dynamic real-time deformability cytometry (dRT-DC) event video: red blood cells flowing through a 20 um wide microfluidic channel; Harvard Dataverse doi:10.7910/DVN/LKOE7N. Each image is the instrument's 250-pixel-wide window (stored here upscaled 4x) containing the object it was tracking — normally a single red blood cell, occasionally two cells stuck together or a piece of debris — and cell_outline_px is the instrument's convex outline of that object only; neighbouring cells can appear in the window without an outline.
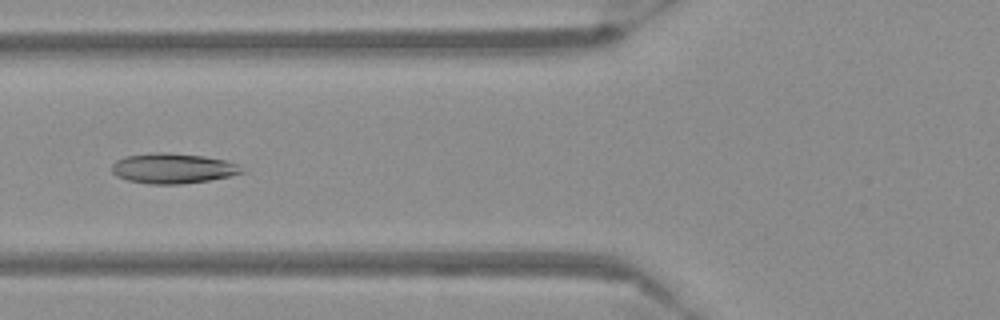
{"species": "Egyptian fruit bat (a non-hibernating species)", "species_latin": "Rousettus aegyptiacus", "temperature_condition": "warm", "stored_images_in_passage": 39, "camera_frame_rate_fps": 3000, "um_per_image_px": 0.085, "frame": {"image": 1, "passage_image": 6, "time_ms": 1.667, "image_size_px": [1000, 320], "cell_outline_px": [[244, 172], [228, 176], [208, 180], [180, 184], [148, 184], [128, 180], [116, 176], [112, 172], [112, 164], [116, 160], [124, 156], [152, 152], [168, 152], [204, 156], [224, 160], [240, 164]], "centroid_in_image_um": [14.66, 14.3], "position_along_channel_um": 111.1, "area_um2": 22.95}}
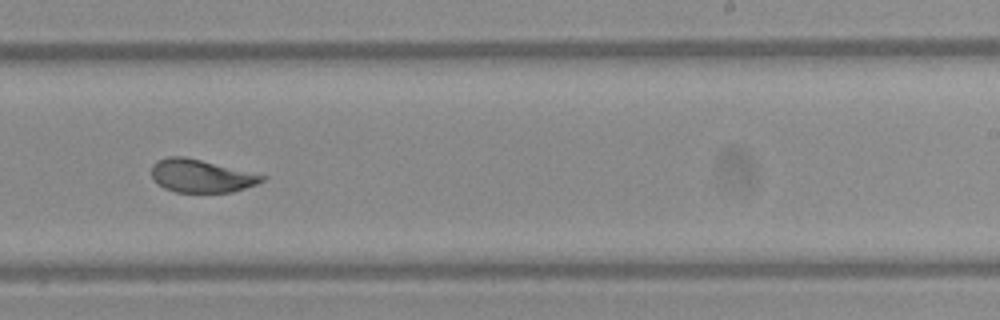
{"frame": {"image": 2, "passage_image": 19, "time_ms": 6.0, "image_size_px": [1000, 320], "cell_outline_px": [[268, 176], [264, 180], [256, 184], [232, 192], [176, 192], [164, 188], [152, 180], [152, 164], [156, 160], [168, 156], [184, 156]], "centroid_in_image_um": [17.06, 14.95], "position_along_channel_um": 271.9, "area_um2": 21.21}}
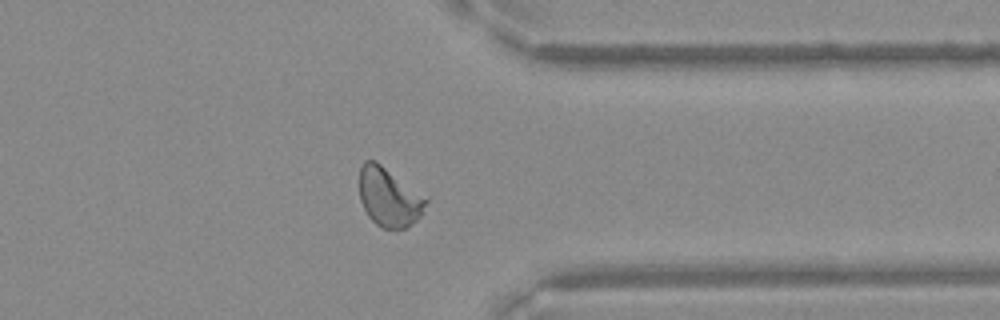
{"frame": {"image": 3, "passage_image": 28, "time_ms": 9.0, "image_size_px": [1000, 320], "cell_outline_px": [[432, 196], [420, 216], [412, 224], [404, 228], [384, 228], [376, 224], [368, 216], [360, 200], [360, 168], [364, 160], [376, 160]], "centroid_in_image_um": [33.15, 16.7], "position_along_channel_um": 378.2, "area_um2": 23.76}}